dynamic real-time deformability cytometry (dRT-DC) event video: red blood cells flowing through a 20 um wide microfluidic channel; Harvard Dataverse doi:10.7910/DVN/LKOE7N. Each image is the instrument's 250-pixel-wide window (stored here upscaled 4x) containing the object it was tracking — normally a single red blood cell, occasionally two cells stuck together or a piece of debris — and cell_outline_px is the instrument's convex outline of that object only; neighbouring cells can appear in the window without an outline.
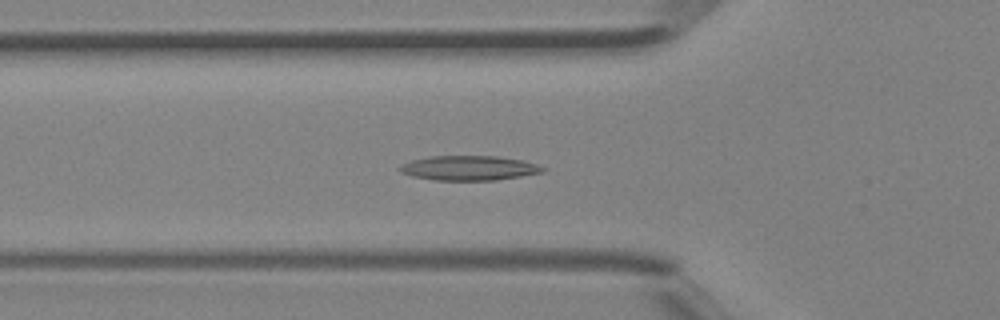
{"species": "Egyptian fruit bat (a non-hibernating species)", "species_latin": "Rousettus aegyptiacus", "temperature_condition": "room temperature", "stored_images_in_passage": 46, "camera_frame_rate_fps": 3000, "um_per_image_px": 0.085, "animal": {"sex": "female"}, "frame": {"image": 1, "passage_image": 16, "time_ms": 5.0, "image_size_px": [1000, 320], "cell_outline_px": [[548, 168], [544, 172], [496, 180], [436, 180], [412, 176], [400, 172], [400, 164], [412, 160], [432, 156], [496, 156], [520, 160], [536, 164]], "centroid_in_image_um": [39.87, 14.28], "position_along_channel_um": 85.9, "area_um2": 20.4}}
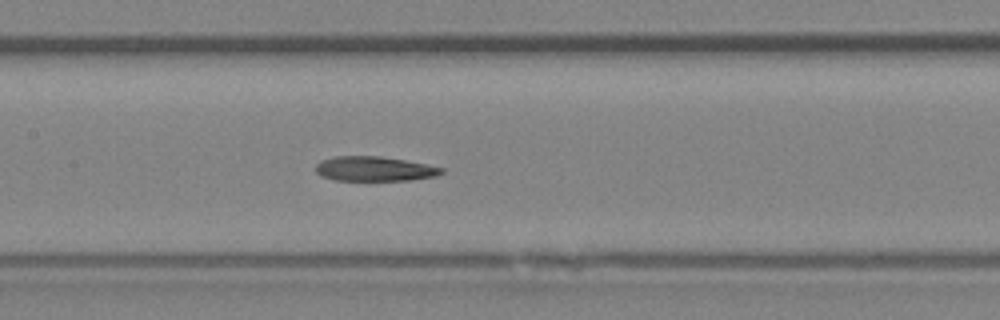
{"frame": {"image": 2, "passage_image": 22, "time_ms": 7.0, "image_size_px": [1000, 320], "cell_outline_px": [[444, 172], [436, 176], [412, 180], [336, 180], [320, 176], [316, 172], [316, 164], [320, 160], [336, 156], [380, 156], [404, 160], [444, 168]], "centroid_in_image_um": [31.8, 14.35], "position_along_channel_um": 175.6, "area_um2": 18.03}}
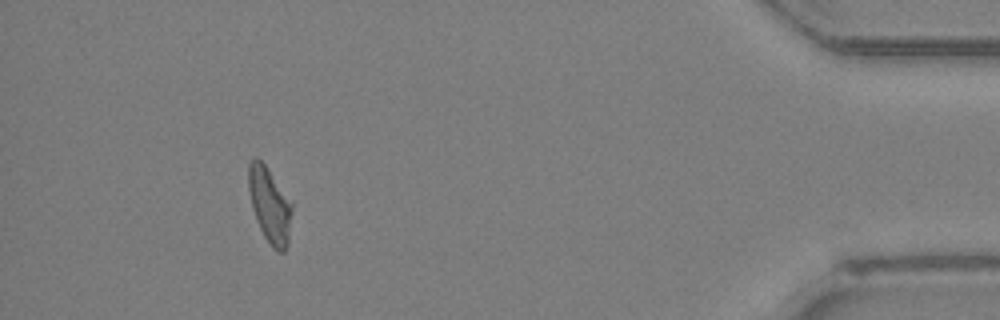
{"frame": {"image": 3, "passage_image": 42, "time_ms": 13.667, "image_size_px": [1000, 320], "cell_outline_px": [[292, 208], [288, 244], [284, 252], [276, 252], [272, 248], [264, 236], [256, 220], [252, 208], [248, 188], [248, 164], [256, 156], [268, 168], [292, 200]], "centroid_in_image_um": [22.93, 17.43], "position_along_channel_um": 412.3, "area_um2": 19.36}}